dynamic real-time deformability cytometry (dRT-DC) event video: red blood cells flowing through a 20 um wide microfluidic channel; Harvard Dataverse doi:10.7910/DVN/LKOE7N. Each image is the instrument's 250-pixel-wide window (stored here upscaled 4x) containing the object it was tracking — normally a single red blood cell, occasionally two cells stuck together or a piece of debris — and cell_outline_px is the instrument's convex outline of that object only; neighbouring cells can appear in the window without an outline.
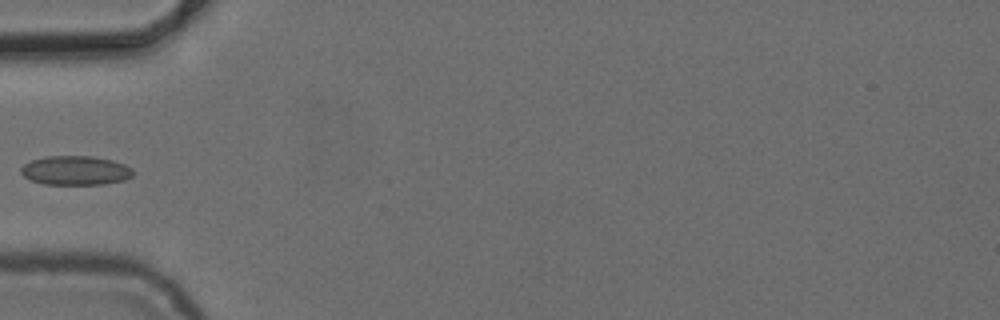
{"species": "common noctule bat (a hibernating species)", "species_latin": "Nyctalus noctula", "temperature_condition": "cold", "stored_images_in_passage": 6, "camera_frame_rate_fps": 3000, "um_per_image_px": 0.085, "animal": {"sex": "female", "body_mass_g": 24.6, "forearm_length_mm": 56.2}, "frame": {"image": 1, "passage_image": 5, "time_ms": 5.0, "image_size_px": [1000, 320], "cell_outline_px": [[132, 176], [124, 180], [104, 184], [44, 184], [32, 180], [24, 176], [20, 172], [20, 168], [24, 164], [32, 160], [44, 156], [92, 156], [112, 160], [124, 164], [132, 168]], "centroid_in_image_um": [6.41, 14.48], "position_along_channel_um": 78.6, "area_um2": 19.02}}
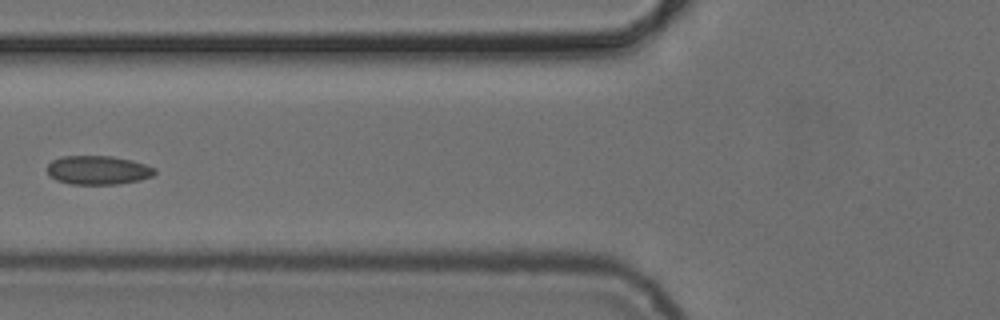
{"frame": {"image": 2, "passage_image": 6, "time_ms": 6.0, "image_size_px": [1000, 320], "cell_outline_px": [[156, 172], [152, 176], [140, 180], [116, 184], [72, 184], [56, 180], [48, 172], [48, 164], [52, 160], [60, 156], [112, 156], [132, 160], [156, 168]], "centroid_in_image_um": [8.34, 14.45], "position_along_channel_um": 117.5, "area_um2": 18.03}}